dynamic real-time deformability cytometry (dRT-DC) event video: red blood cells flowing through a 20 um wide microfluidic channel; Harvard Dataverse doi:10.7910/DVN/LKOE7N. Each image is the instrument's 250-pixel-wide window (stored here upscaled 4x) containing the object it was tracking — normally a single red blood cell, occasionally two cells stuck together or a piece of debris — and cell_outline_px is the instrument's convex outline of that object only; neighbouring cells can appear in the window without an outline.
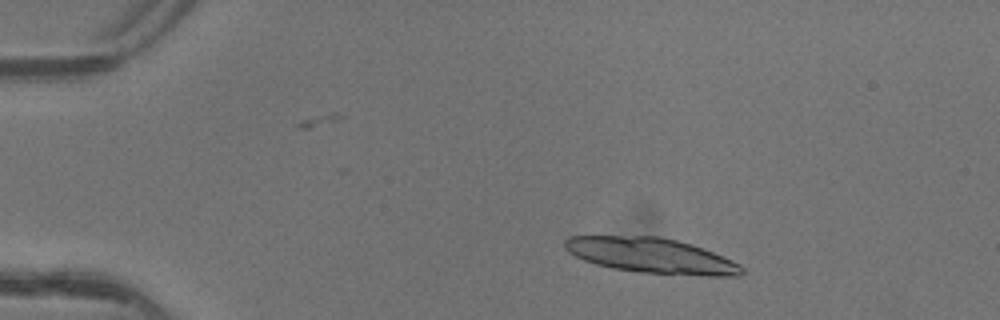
{"species": "common noctule bat (a hibernating species)", "species_latin": "Nyctalus noctula", "temperature_condition": "warm", "stored_images_in_passage": 4, "camera_frame_rate_fps": 3000, "um_per_image_px": 0.085, "animal": {"sex": "female"}, "frame": {"image": 1, "passage_image": 2, "time_ms": 0.333, "image_size_px": [1000, 320], "cell_outline_px": [[744, 272], [740, 276], [708, 276], [640, 272], [612, 268], [596, 264], [584, 260], [568, 252], [564, 244], [564, 240], [568, 236], [660, 236], [692, 244], [732, 260], [740, 264], [744, 268]], "centroid_in_image_um": [55.37, 21.72], "position_along_channel_um": 29.6, "area_um2": 36.3}}